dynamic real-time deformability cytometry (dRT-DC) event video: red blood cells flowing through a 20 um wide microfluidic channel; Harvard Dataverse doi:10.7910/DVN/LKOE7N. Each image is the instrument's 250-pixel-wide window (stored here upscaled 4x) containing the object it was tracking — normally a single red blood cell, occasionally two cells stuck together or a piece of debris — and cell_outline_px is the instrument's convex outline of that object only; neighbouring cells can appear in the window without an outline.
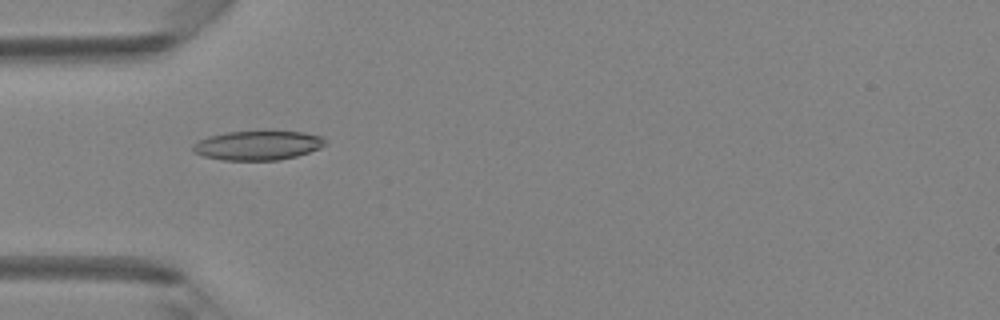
{"species": "Egyptian fruit bat (a non-hibernating species)", "species_latin": "Rousettus aegyptiacus", "temperature_condition": "room temperature", "stored_images_in_passage": 48, "camera_frame_rate_fps": 3000, "um_per_image_px": 0.085, "animal": {"sex": "female"}, "frame": {"image": 1, "passage_image": 15, "time_ms": 4.667, "image_size_px": [1000, 320], "cell_outline_px": [[328, 144], [320, 148], [296, 156], [280, 160], [224, 160], [204, 156], [192, 152], [192, 148], [200, 140], [208, 136], [228, 132], [264, 128], [268, 128], [304, 132], [324, 136]], "centroid_in_image_um": [22.0, 12.3], "position_along_channel_um": 63.0, "area_um2": 23.58}}
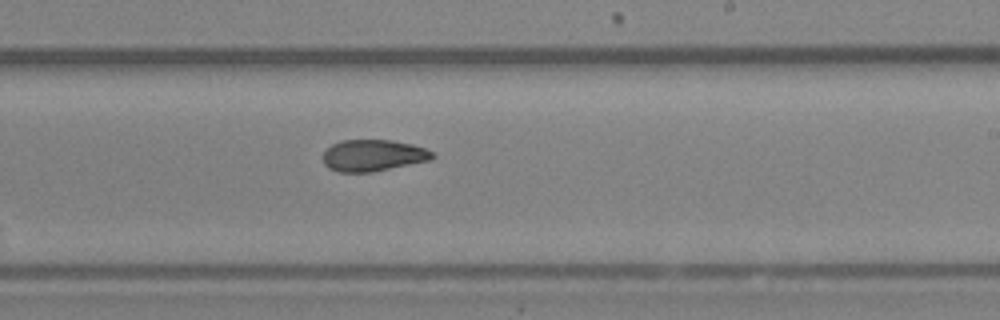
{"frame": {"image": 2, "passage_image": 29, "time_ms": 9.333, "image_size_px": [1000, 320], "cell_outline_px": [[436, 156], [432, 160], [372, 172], [340, 172], [328, 168], [324, 164], [324, 152], [332, 144], [340, 140], [392, 140], [412, 144], [424, 148], [432, 152]], "centroid_in_image_um": [31.73, 13.21], "position_along_channel_um": 257.3, "area_um2": 20.17}}
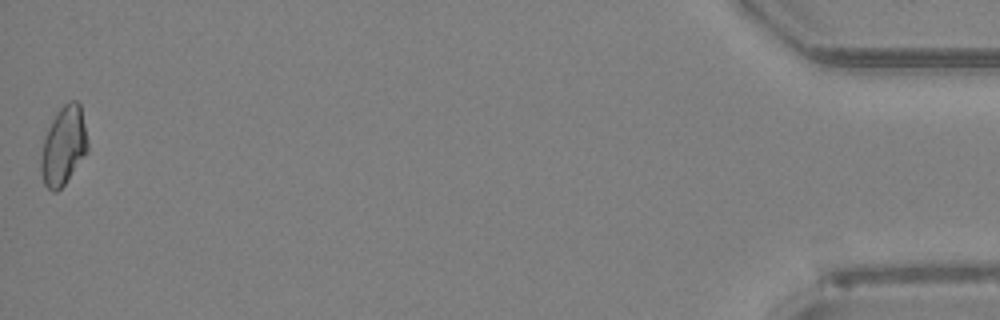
{"frame": {"image": 3, "passage_image": 48, "time_ms": 15.667, "image_size_px": [1000, 320], "cell_outline_px": [[88, 152], [64, 184], [56, 192], [52, 192], [44, 184], [40, 172], [40, 160], [44, 136], [52, 120], [60, 108], [68, 100], [76, 100], [80, 104], [88, 140]], "centroid_in_image_um": [5.4, 12.4], "position_along_channel_um": 429.8, "area_um2": 21.5}, "authors_computed_cell_mechanics": {"area_um2": 21.1548, "velocity_mm_per_s": 4.2084, "shape_relaxation_time_tau1_ms": 8.4732, "shape_relaxation_time_tau2_ms": 3.1453, "deformation_change_tau1": 0.1907, "deformation_change_tau2": 0.0741}}